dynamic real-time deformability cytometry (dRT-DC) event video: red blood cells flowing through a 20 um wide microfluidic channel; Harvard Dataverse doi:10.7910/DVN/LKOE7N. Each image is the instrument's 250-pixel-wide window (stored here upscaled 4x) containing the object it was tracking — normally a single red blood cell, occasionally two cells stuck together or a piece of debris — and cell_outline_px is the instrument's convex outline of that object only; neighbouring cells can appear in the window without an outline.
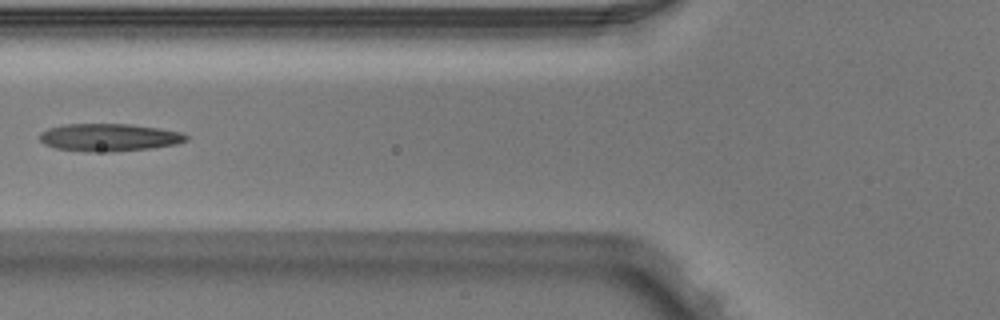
{"species": "Egyptian fruit bat (a non-hibernating species)", "species_latin": "Rousettus aegyptiacus", "temperature_condition": "warm", "stored_images_in_passage": 2, "camera_frame_rate_fps": 3000, "um_per_image_px": 0.085, "animal": {"sex": "male"}, "frame": {"image": 1, "passage_image": 2, "time_ms": 0.333, "image_size_px": [1000, 320], "cell_outline_px": [[188, 140], [176, 144], [152, 148], [112, 152], [88, 152], [56, 148], [44, 144], [40, 140], [40, 132], [48, 128], [64, 124], [128, 124], [156, 128], [180, 132], [188, 136]], "centroid_in_image_um": [9.24, 11.69], "position_along_channel_um": 116.6, "area_um2": 23.58}}